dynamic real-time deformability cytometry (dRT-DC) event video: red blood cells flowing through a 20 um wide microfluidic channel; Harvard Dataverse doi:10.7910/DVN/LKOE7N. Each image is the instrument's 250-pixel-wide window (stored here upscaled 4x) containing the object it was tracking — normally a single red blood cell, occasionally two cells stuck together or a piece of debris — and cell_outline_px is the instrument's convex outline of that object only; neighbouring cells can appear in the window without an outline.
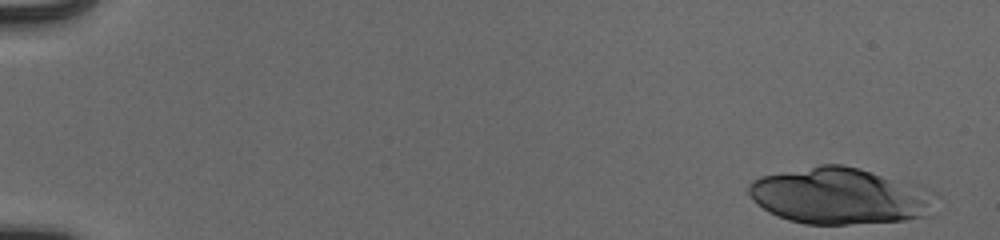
{"species": "human", "species_latin": "Homo sapiens", "temperature_condition": "cold", "stored_images_in_passage": 21, "camera_frame_rate_fps": 3000, "um_per_image_px": 0.085, "donor": {"sex": "male"}, "frame": {"image": 1, "passage_image": 1, "time_ms": 0.0, "image_size_px": [1000, 240], "cell_outline_px": [[932, 196], [928, 216], [904, 220], [848, 224], [804, 224], [788, 220], [768, 212], [756, 204], [752, 200], [748, 192], [748, 184], [752, 180], [760, 176], [820, 164], [840, 164], [860, 168], [920, 184], [928, 188], [932, 192]], "centroid_in_image_um": [71.34, 16.64], "position_along_channel_um": 13.7, "area_um2": 61.73}}
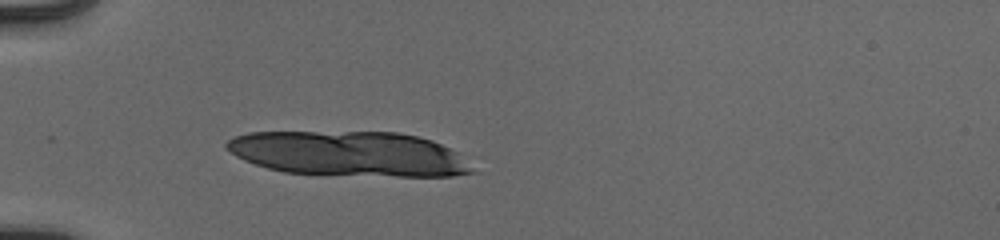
{"frame": {"image": 2, "passage_image": 16, "time_ms": 5.0, "image_size_px": [1000, 240], "cell_outline_px": [[480, 172], [452, 176], [400, 176], [284, 172], [268, 168], [244, 160], [236, 156], [224, 148], [224, 144], [228, 140], [236, 136], [248, 132], [396, 132], [416, 136], [432, 140], [456, 152]], "centroid_in_image_um": [29.68, 13.06], "position_along_channel_um": 55.3, "area_um2": 63.98}}